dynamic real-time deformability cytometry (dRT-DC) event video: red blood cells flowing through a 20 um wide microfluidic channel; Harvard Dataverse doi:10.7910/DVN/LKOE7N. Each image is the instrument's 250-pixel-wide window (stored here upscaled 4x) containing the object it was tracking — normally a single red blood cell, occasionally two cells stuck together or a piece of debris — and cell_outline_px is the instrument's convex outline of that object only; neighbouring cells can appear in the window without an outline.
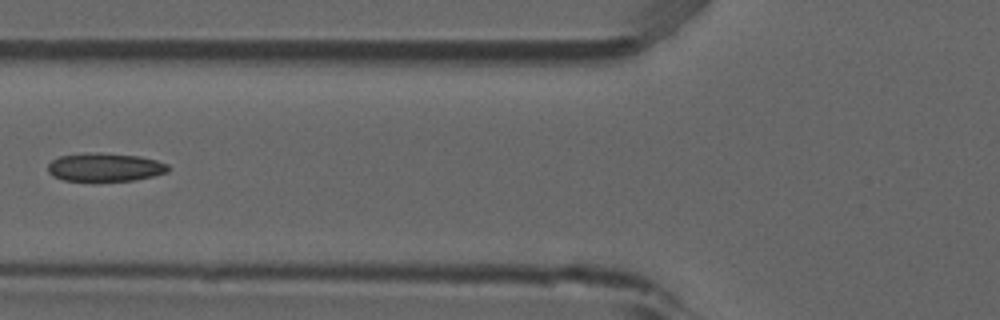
{"species": "common noctule bat (a hibernating species)", "species_latin": "Nyctalus noctula", "temperature_condition": "room temperature", "stored_images_in_passage": 6, "camera_frame_rate_fps": 3000, "um_per_image_px": 0.085, "animal": {"sex": "male", "forearm_length_mm": 52.5}, "frame": {"image": 1, "passage_image": 6, "time_ms": 1.667, "image_size_px": [1000, 320], "cell_outline_px": [[172, 168], [168, 172], [152, 176], [132, 180], [64, 180], [52, 176], [48, 172], [48, 164], [52, 160], [60, 156], [96, 152], [100, 152], [140, 156], [156, 160], [168, 164]], "centroid_in_image_um": [8.95, 14.2], "position_along_channel_um": 116.9, "area_um2": 19.77}}